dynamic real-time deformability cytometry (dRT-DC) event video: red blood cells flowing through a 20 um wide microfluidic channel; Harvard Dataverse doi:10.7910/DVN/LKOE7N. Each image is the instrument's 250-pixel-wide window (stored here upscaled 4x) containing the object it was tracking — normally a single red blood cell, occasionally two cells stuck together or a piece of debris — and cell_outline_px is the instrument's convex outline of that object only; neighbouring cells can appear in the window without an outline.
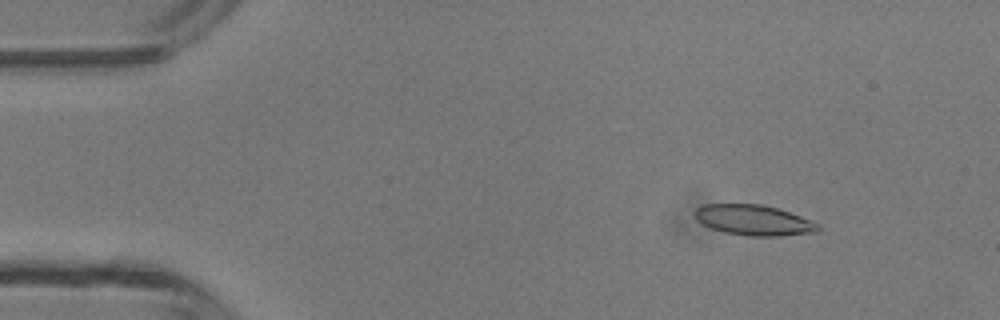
{"species": "common noctule bat (a hibernating species)", "species_latin": "Nyctalus noctula", "temperature_condition": "room temperature", "stored_images_in_passage": 45, "camera_frame_rate_fps": 3000, "um_per_image_px": 0.085, "animal": {"sex": "male", "body_mass_g": 13.3}, "frame": {"image": 1, "passage_image": 5, "time_ms": 1.333, "image_size_px": [1000, 320], "cell_outline_px": [[820, 228], [816, 232], [780, 236], [748, 236], [724, 232], [712, 228], [696, 220], [692, 212], [696, 208], [704, 204], [760, 204], [776, 208], [800, 216], [820, 224]], "centroid_in_image_um": [64.03, 18.71], "position_along_channel_um": 21.0, "area_um2": 21.85}}
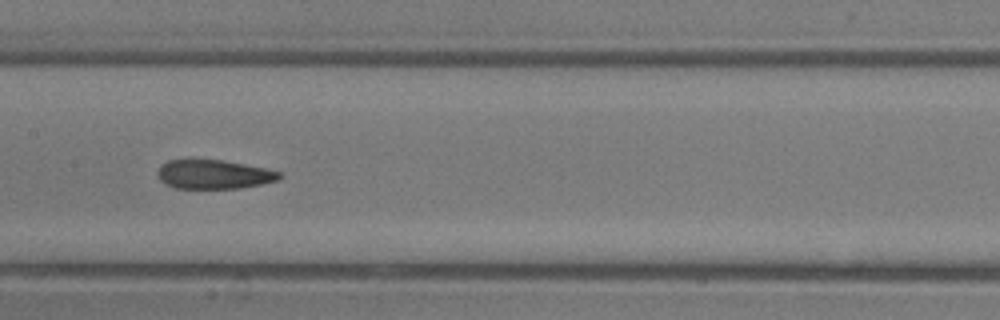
{"frame": {"image": 2, "passage_image": 22, "time_ms": 7.0, "image_size_px": [1000, 320], "cell_outline_px": [[284, 176], [280, 180], [240, 188], [176, 188], [160, 180], [156, 172], [160, 164], [168, 160], [192, 156], [220, 160], [244, 164], [264, 168], [280, 172]], "centroid_in_image_um": [18.12, 14.77], "position_along_channel_um": 189.3, "area_um2": 21.27}}
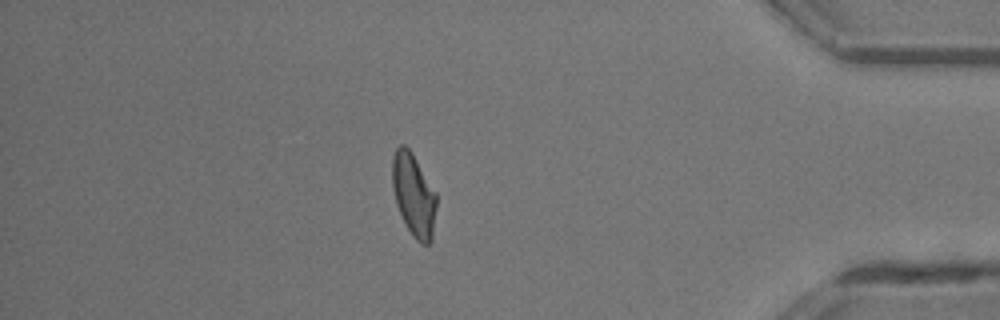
{"frame": {"image": 3, "passage_image": 39, "time_ms": 12.667, "image_size_px": [1000, 320], "cell_outline_px": [[436, 208], [432, 240], [428, 244], [420, 244], [412, 236], [396, 204], [392, 184], [392, 156], [396, 148], [400, 144], [404, 144], [412, 152], [436, 192]], "centroid_in_image_um": [35.16, 16.55], "position_along_channel_um": 400.0, "area_um2": 21.33}, "authors_computed_cell_mechanics": {"area_um2": 21.5594, "velocity_mm_per_s": 4.4476, "shape_relaxation_time_tau1_ms": 5.9346, "shape_relaxation_time_tau2_ms": 1.7307, "deformation_change_tau1": 0.184, "deformation_change_tau2": 0.0795}}